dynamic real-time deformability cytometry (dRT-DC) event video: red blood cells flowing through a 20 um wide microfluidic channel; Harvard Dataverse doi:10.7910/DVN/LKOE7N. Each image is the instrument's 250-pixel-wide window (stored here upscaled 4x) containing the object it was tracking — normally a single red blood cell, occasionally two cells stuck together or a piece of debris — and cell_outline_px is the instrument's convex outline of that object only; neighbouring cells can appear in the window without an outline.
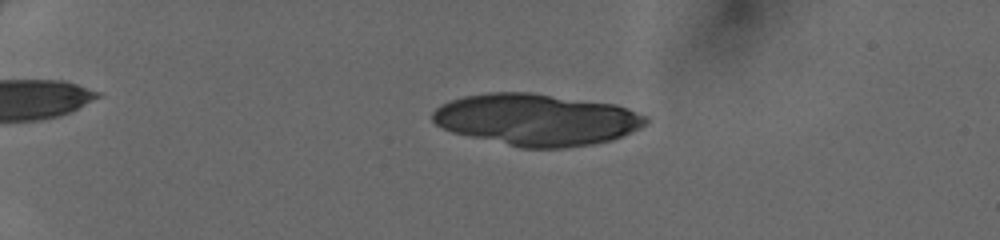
{"species": "human", "species_latin": "Homo sapiens", "temperature_condition": "cold", "stored_images_in_passage": 46, "camera_frame_rate_fps": 3000, "um_per_image_px": 0.085, "donor": {"sex": "female"}, "frame": {"image": 1, "passage_image": 9, "time_ms": 2.667, "image_size_px": [1000, 240], "cell_outline_px": [[648, 124], [640, 128], [612, 140], [592, 144], [564, 148], [520, 148], [452, 132], [436, 124], [432, 120], [432, 112], [440, 104], [464, 96], [488, 92], [532, 92], [616, 104], [628, 108], [648, 116]], "centroid_in_image_um": [45.63, 10.16], "position_along_channel_um": 39.4, "area_um2": 64.62}}
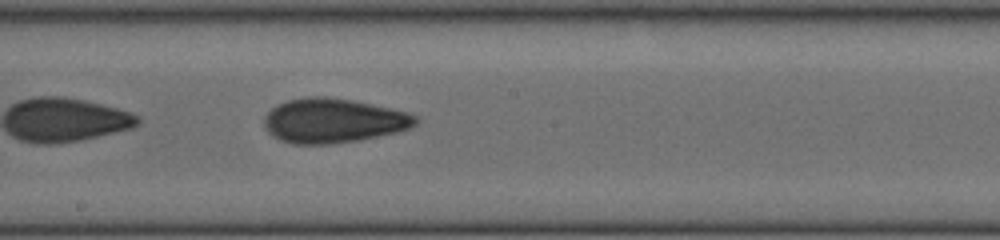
{"frame": {"image": 2, "passage_image": 27, "time_ms": 8.667, "image_size_px": [1000, 240], "cell_outline_px": [[420, 120], [416, 124], [408, 128], [396, 132], [360, 140], [328, 144], [292, 144], [280, 140], [272, 136], [264, 128], [264, 116], [272, 108], [288, 100], [308, 96], [328, 96], [352, 100], [408, 112], [416, 116]], "centroid_in_image_um": [28.31, 10.26], "position_along_channel_um": 219.9, "area_um2": 39.25}}
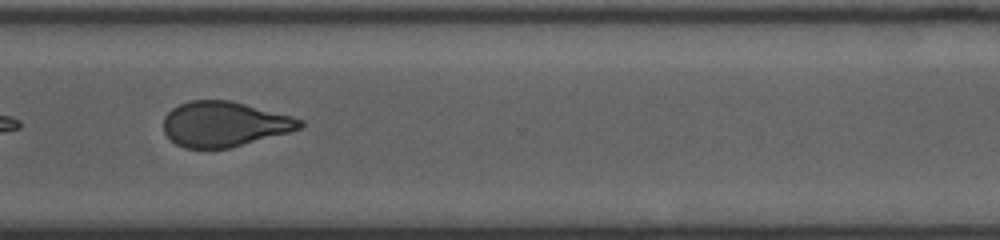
{"frame": {"image": 3, "passage_image": 36, "time_ms": 11.667, "image_size_px": [1000, 240], "cell_outline_px": [[304, 124], [300, 128], [288, 132], [228, 148], [184, 148], [176, 144], [164, 132], [164, 116], [172, 108], [188, 100], [228, 100], [292, 116], [304, 120]], "centroid_in_image_um": [19.04, 10.54], "position_along_channel_um": 351.6, "area_um2": 35.49}}